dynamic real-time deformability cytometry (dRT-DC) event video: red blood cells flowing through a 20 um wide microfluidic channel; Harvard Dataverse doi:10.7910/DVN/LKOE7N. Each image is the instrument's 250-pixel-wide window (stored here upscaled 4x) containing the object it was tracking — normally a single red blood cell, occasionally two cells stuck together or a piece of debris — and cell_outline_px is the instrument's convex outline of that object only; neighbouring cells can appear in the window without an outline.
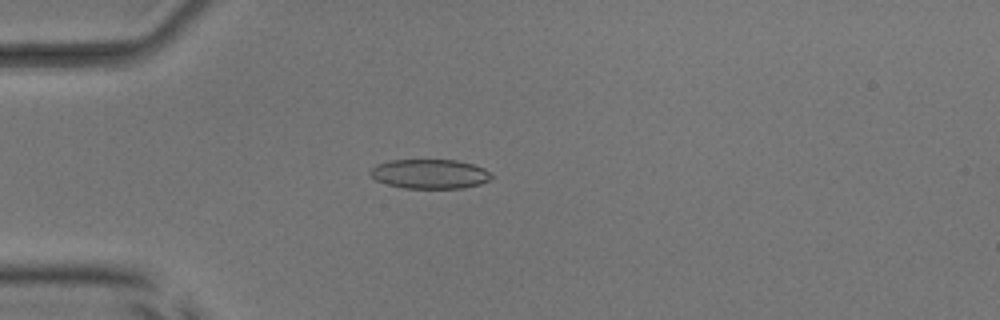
{"species": "common noctule bat (a hibernating species)", "species_latin": "Nyctalus noctula", "temperature_condition": "room temperature", "stored_images_in_passage": 41, "camera_frame_rate_fps": 3000, "um_per_image_px": 0.085, "animal": {"sex": "male", "body_mass_g": 17.9, "forearm_length_mm": 54.2}, "frame": {"image": 1, "passage_image": 3, "time_ms": 0.667, "image_size_px": [1000, 320], "cell_outline_px": [[492, 176], [488, 180], [480, 184], [464, 188], [404, 188], [388, 184], [376, 180], [368, 172], [376, 164], [392, 160], [456, 160], [472, 164], [484, 168]], "centroid_in_image_um": [36.52, 14.78], "position_along_channel_um": 48.5, "area_um2": 20.63}}
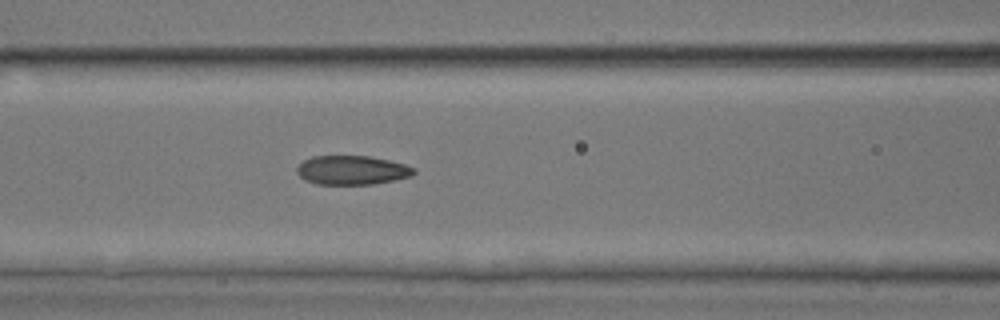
{"frame": {"image": 2, "passage_image": 11, "time_ms": 3.333, "image_size_px": [1000, 320], "cell_outline_px": [[416, 172], [412, 176], [372, 184], [316, 184], [304, 180], [296, 172], [296, 168], [304, 160], [312, 156], [368, 156], [388, 160], [404, 164], [416, 168]], "centroid_in_image_um": [29.91, 14.46], "position_along_channel_um": 136.7, "area_um2": 19.77}}
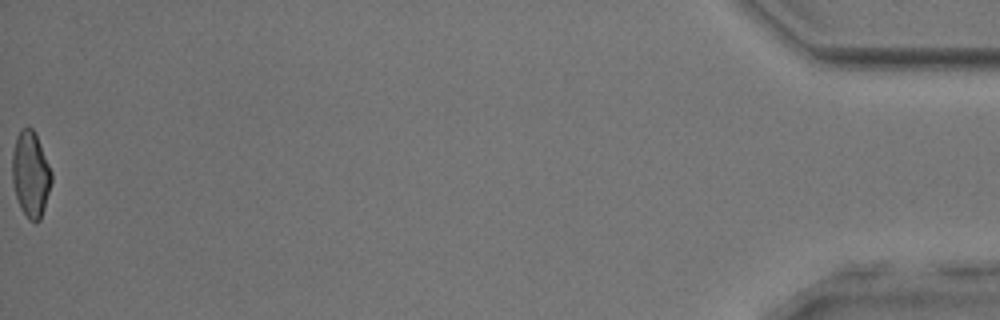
{"frame": {"image": 3, "passage_image": 41, "time_ms": 13.333, "image_size_px": [1000, 320], "cell_outline_px": [[52, 180], [44, 208], [40, 220], [36, 224], [28, 220], [20, 208], [16, 196], [12, 180], [12, 152], [16, 136], [20, 128], [32, 128], [40, 144], [52, 172]], "centroid_in_image_um": [2.59, 14.84], "position_along_channel_um": 432.6, "area_um2": 19.65}, "authors_computed_cell_mechanics": {"area_um2": 19.9988, "velocity_mm_per_s": 3.9579, "shape_relaxation_time_tau1_ms": 4.6736, "shape_relaxation_time_tau2_ms": 1.3671, "deformation_change_tau1": 0.1446, "deformation_change_tau2": 0.0778}}